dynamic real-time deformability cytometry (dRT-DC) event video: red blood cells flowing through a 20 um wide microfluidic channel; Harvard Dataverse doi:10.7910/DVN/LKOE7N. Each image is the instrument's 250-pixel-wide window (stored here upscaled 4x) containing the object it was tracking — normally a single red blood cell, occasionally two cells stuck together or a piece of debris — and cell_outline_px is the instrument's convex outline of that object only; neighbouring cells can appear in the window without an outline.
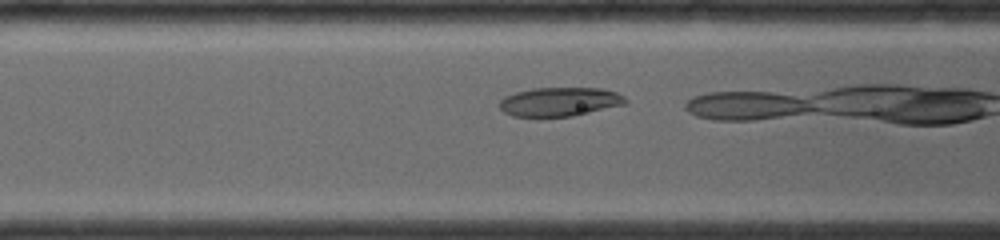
{"species": "common noctule bat (a hibernating species)", "species_latin": "Nyctalus noctula", "temperature_condition": "room temperature", "stored_images_in_passage": 16, "camera_frame_rate_fps": 4000, "um_per_image_px": 0.085, "animal": {"sex": "female", "body_mass_g": 19.0, "forearm_length_mm": 56.7}, "frame": {"image": 1, "passage_image": 5, "time_ms": 1.0, "image_size_px": [1000, 240], "cell_outline_px": [[628, 100], [624, 104], [572, 116], [512, 116], [504, 112], [500, 108], [500, 100], [504, 96], [516, 92], [532, 88], [600, 88], [616, 92], [624, 96]], "centroid_in_image_um": [47.55, 8.64], "position_along_channel_um": 119.0, "area_um2": 21.04}}